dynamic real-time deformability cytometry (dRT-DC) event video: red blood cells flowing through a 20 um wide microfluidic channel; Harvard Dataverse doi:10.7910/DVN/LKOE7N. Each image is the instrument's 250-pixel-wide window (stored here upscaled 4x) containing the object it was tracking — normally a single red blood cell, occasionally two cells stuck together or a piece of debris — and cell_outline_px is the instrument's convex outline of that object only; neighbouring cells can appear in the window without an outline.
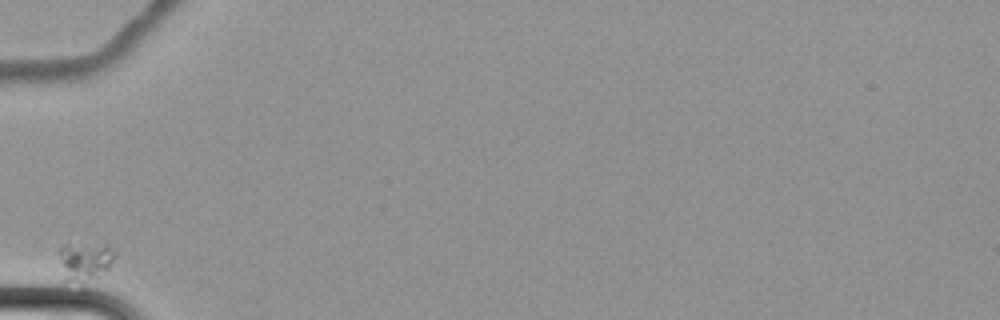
{"species": "common noctule bat (a hibernating species)", "species_latin": "Nyctalus noctula", "temperature_condition": "cold", "stored_images_in_passage": 3, "camera_frame_rate_fps": 3000, "um_per_image_px": 0.085, "animal": {"sex": "female", "body_mass_g": 22.7, "forearm_length_mm": 54.2}, "frame": {"image": 1, "passage_image": 1, "time_ms": 0.0, "image_size_px": [1000, 320], "cell_outline_px": [[116, 252], [108, 272], [92, 276], [68, 280], [64, 280], [60, 260], [60, 248], [64, 244], [108, 244], [116, 248]], "centroid_in_image_um": [7.29, 22.09], "position_along_channel_um": 77.7, "area_um2": 12.02}}
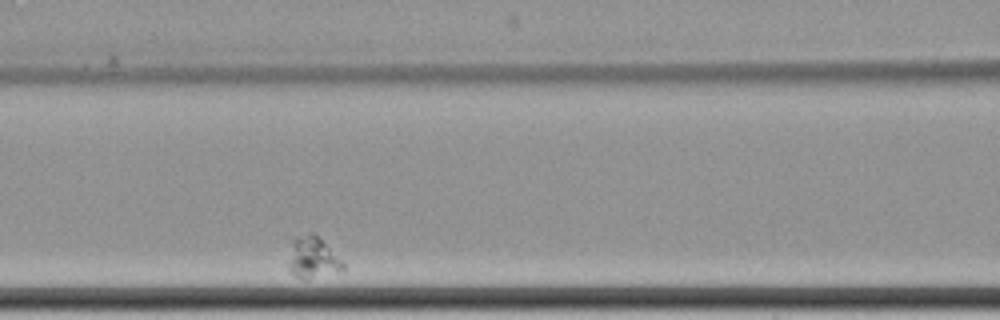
{"frame": {"image": 2, "passage_image": 3, "time_ms": 2.333, "image_size_px": [1000, 320], "cell_outline_px": [[344, 272], [304, 280], [300, 280], [288, 268], [288, 240], [292, 236], [308, 232], [312, 232], [344, 264]], "centroid_in_image_um": [26.49, 21.9], "position_along_channel_um": 140.1, "area_um2": 13.64}}